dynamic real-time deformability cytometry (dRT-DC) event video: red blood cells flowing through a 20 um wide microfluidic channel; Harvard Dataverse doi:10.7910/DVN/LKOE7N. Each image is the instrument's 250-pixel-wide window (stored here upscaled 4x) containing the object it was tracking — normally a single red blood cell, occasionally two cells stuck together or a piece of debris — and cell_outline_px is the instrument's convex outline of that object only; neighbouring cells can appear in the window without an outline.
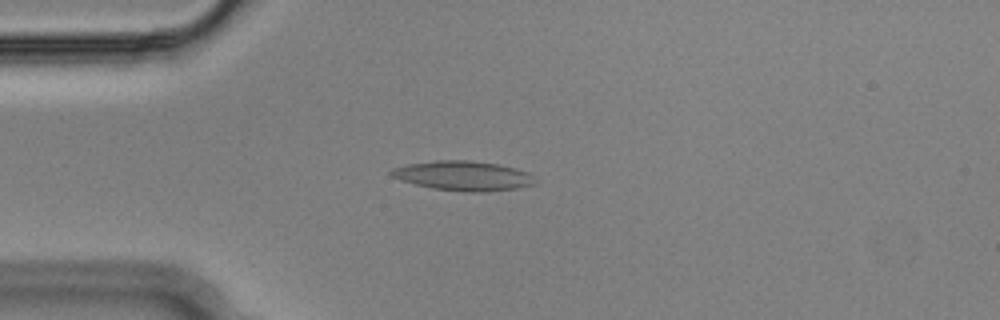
{"species": "Egyptian fruit bat (a non-hibernating species)", "species_latin": "Rousettus aegyptiacus", "temperature_condition": "cold", "stored_images_in_passage": 42, "camera_frame_rate_fps": 3000, "um_per_image_px": 0.085, "animal": {"sex": "male"}, "frame": {"image": 1, "passage_image": 5, "time_ms": 1.333, "image_size_px": [1000, 320], "cell_outline_px": [[536, 184], [516, 188], [488, 192], [468, 192], [432, 188], [400, 180], [392, 176], [388, 172], [392, 168], [408, 164], [436, 160], [468, 160], [496, 164], [516, 168], [528, 172], [536, 180]], "centroid_in_image_um": [39.38, 14.94], "position_along_channel_um": 45.6, "area_um2": 24.8}}
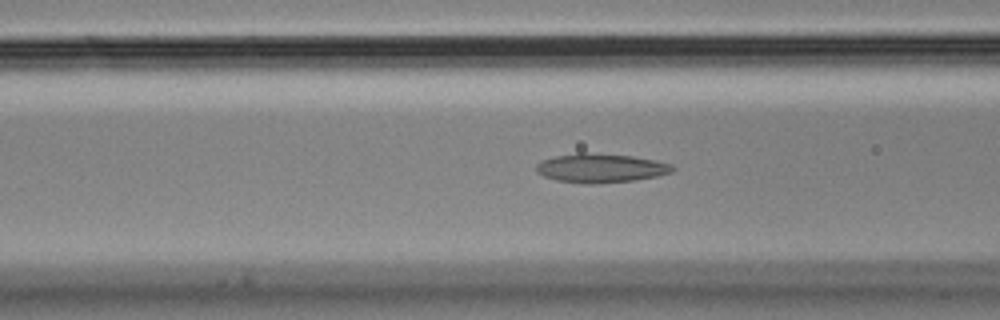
{"frame": {"image": 2, "passage_image": 12, "time_ms": 3.667, "image_size_px": [1000, 320], "cell_outline_px": [[676, 168], [672, 172], [656, 176], [636, 180], [596, 184], [584, 184], [556, 180], [544, 176], [536, 172], [536, 164], [552, 156], [580, 152], [584, 152], [632, 156], [656, 160], [672, 164]], "centroid_in_image_um": [51.06, 14.29], "position_along_channel_um": 115.5, "area_um2": 23.24}}
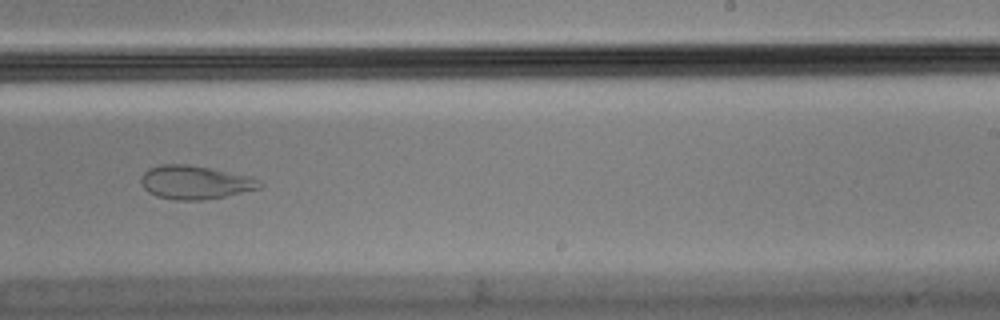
{"frame": {"image": 3, "passage_image": 25, "time_ms": 8.0, "image_size_px": [1000, 320], "cell_outline_px": [[264, 184], [260, 188], [224, 196], [200, 200], [176, 200], [156, 196], [148, 192], [144, 188], [140, 180], [144, 172], [148, 168], [160, 164], [188, 164], [252, 176], [260, 180]], "centroid_in_image_um": [16.58, 15.49], "position_along_channel_um": 272.4, "area_um2": 23.24}}